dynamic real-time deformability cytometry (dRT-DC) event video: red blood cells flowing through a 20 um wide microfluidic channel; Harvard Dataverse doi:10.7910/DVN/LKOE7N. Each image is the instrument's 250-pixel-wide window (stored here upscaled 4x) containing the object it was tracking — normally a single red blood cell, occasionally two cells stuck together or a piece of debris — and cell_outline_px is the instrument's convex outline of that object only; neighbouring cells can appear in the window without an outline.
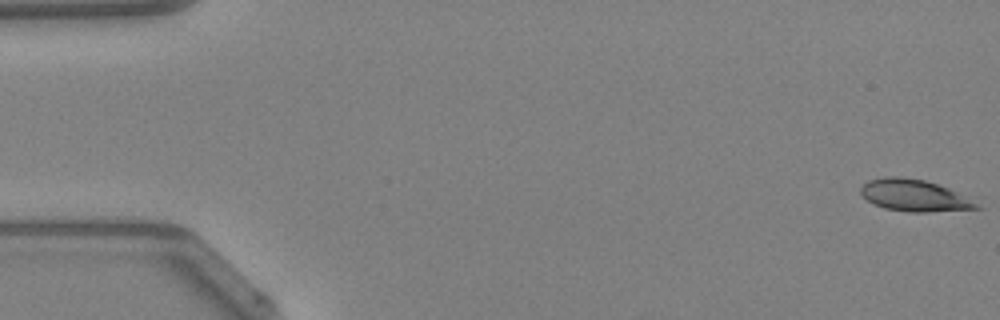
{"species": "Egyptian fruit bat (a non-hibernating species)", "species_latin": "Rousettus aegyptiacus", "temperature_condition": "warm", "stored_images_in_passage": 9, "camera_frame_rate_fps": 3000, "um_per_image_px": 0.085, "animal": {"sex": "female"}, "frame": {"image": 1, "passage_image": 1, "time_ms": 0.0, "image_size_px": [1000, 320], "cell_outline_px": [[984, 208], [928, 212], [908, 212], [884, 208], [868, 200], [860, 192], [860, 188], [868, 180], [884, 176], [900, 176], [924, 180], [948, 188], [956, 192]], "centroid_in_image_um": [77.67, 16.61], "position_along_channel_um": 7.3, "area_um2": 21.15}}